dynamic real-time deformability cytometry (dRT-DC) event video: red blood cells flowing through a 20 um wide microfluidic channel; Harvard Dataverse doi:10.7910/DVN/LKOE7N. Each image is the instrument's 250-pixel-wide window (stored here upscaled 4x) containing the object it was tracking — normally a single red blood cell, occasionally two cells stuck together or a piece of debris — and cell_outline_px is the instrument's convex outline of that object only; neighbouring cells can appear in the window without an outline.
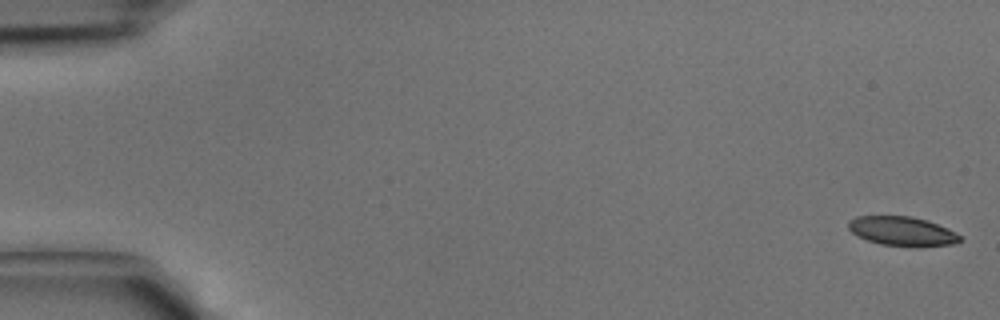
{"species": "common noctule bat (a hibernating species)", "species_latin": "Nyctalus noctula", "temperature_condition": "cold", "stored_images_in_passage": 13, "camera_frame_rate_fps": 3000, "um_per_image_px": 0.085, "animal": {"sex": "male", "body_mass_g": 15.6}, "frame": {"image": 1, "passage_image": 1, "time_ms": 0.0, "image_size_px": [1000, 320], "cell_outline_px": [[960, 240], [952, 244], [920, 248], [916, 248], [880, 244], [856, 236], [848, 228], [848, 220], [856, 216], [912, 216], [928, 220], [948, 228], [960, 236]], "centroid_in_image_um": [76.68, 19.66], "position_along_channel_um": 8.3, "area_um2": 19.36}}